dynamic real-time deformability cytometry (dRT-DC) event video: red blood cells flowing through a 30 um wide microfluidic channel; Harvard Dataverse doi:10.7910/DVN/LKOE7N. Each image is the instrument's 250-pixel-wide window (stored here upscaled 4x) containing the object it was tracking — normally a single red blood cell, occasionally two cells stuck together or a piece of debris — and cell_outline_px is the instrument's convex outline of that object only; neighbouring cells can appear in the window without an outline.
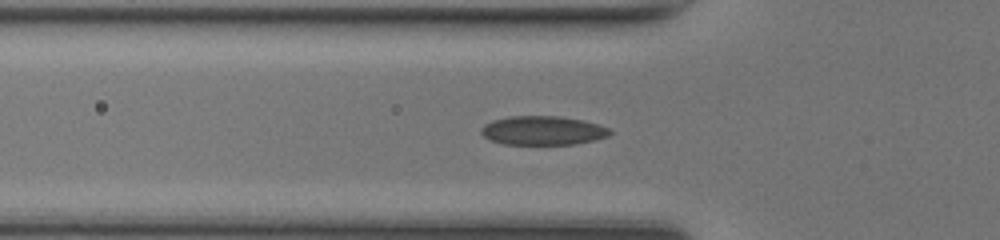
{"species": "common noctule bat (a hibernating species)", "species_latin": "Nyctalus noctula", "temperature_condition": "room temperature", "stored_images_in_passage": 37, "segment_of_instrument_passage": [1, 2], "camera_frame_rate_fps": 3000, "um_per_image_px": 0.085, "animal": {"sex": "female", "body_mass_g": 17.0, "forearm_length_mm": 48.0}, "frame": {"image": 1, "passage_image": 4, "time_ms": 1.0, "image_size_px": [1000, 240], "cell_outline_px": [[612, 132], [608, 136], [576, 144], [504, 144], [488, 140], [480, 132], [480, 128], [484, 124], [492, 120], [508, 116], [560, 116], [584, 120], [600, 124], [608, 128]], "centroid_in_image_um": [46.11, 11.08], "position_along_channel_um": 79.7, "area_um2": 21.91}}
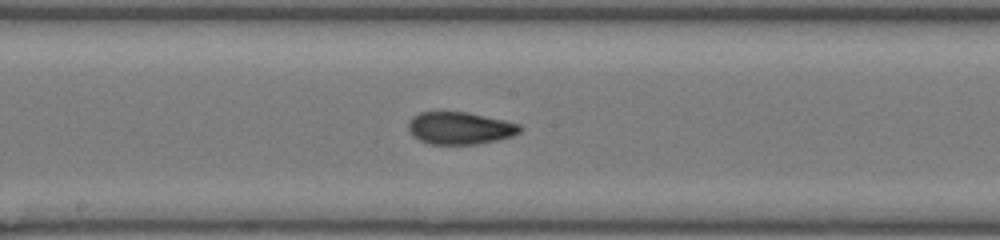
{"frame": {"image": 2, "passage_image": 13, "time_ms": 4.0, "image_size_px": [1000, 240], "cell_outline_px": [[520, 132], [512, 136], [496, 140], [476, 144], [432, 144], [420, 140], [412, 136], [408, 128], [408, 124], [412, 116], [420, 112], [464, 112], [504, 120], [520, 124]], "centroid_in_image_um": [39.06, 10.89], "position_along_channel_um": 209.1, "area_um2": 20.81}}
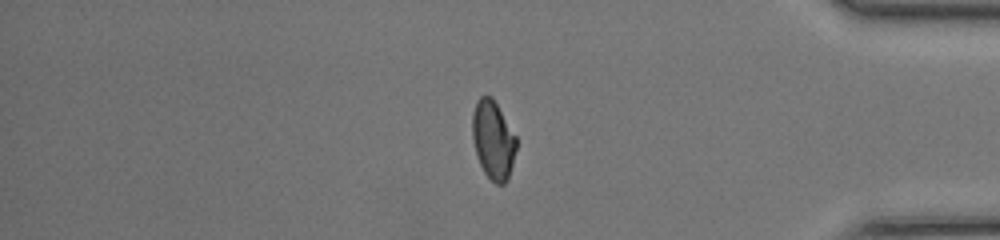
{"frame": {"image": 3, "passage_image": 28, "time_ms": 9.0, "image_size_px": [1000, 240], "cell_outline_px": [[516, 148], [508, 180], [504, 184], [496, 184], [484, 172], [480, 164], [476, 152], [472, 136], [472, 112], [476, 100], [480, 96], [492, 96], [516, 136]], "centroid_in_image_um": [41.9, 11.87], "position_along_channel_um": 393.3, "area_um2": 20.06}}